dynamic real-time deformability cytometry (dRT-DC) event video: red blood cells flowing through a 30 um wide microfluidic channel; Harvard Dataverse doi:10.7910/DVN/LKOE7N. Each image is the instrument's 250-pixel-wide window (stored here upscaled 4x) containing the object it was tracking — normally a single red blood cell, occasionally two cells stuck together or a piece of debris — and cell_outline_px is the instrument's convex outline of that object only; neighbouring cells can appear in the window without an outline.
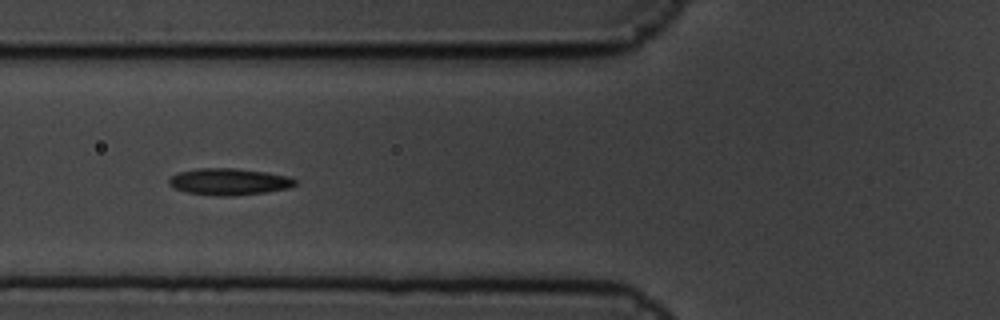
{"species": "common noctule bat (a hibernating species)", "species_latin": "Nyctalus noctula", "temperature_condition": "cold", "stored_images_in_passage": 9, "camera_frame_rate_fps": 3000, "um_per_image_px": 0.085, "animal": {"sex": "male", "body_mass_g": 19.5, "forearm_length_mm": 54.6}, "frame": {"image": 1, "passage_image": 6, "time_ms": 1.667, "image_size_px": [1000, 320], "cell_outline_px": [[296, 184], [288, 188], [264, 192], [228, 196], [212, 196], [184, 192], [168, 184], [168, 180], [172, 176], [180, 172], [196, 168], [236, 168], [268, 172], [288, 176], [296, 180]], "centroid_in_image_um": [19.45, 15.44], "position_along_channel_um": 106.4, "area_um2": 19.65}}
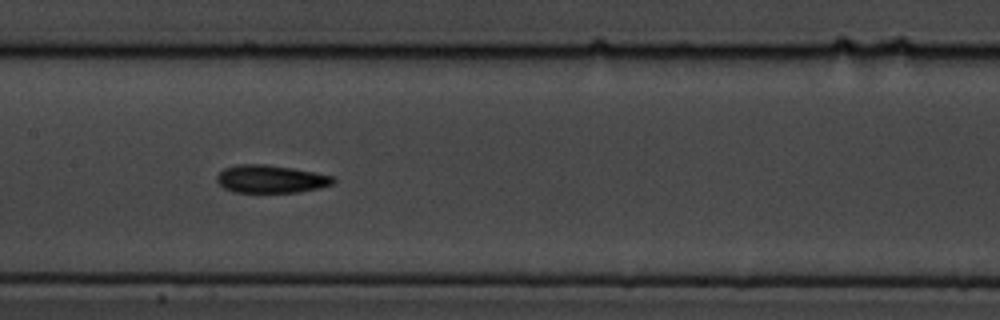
{"frame": {"image": 2, "passage_image": 8, "time_ms": 2.333, "image_size_px": [1000, 320], "cell_outline_px": [[336, 180], [332, 184], [320, 188], [300, 192], [232, 192], [224, 188], [216, 180], [216, 176], [224, 168], [236, 164], [264, 164], [292, 168], [332, 176]], "centroid_in_image_um": [22.99, 15.22], "position_along_channel_um": 184.4, "area_um2": 18.84}}
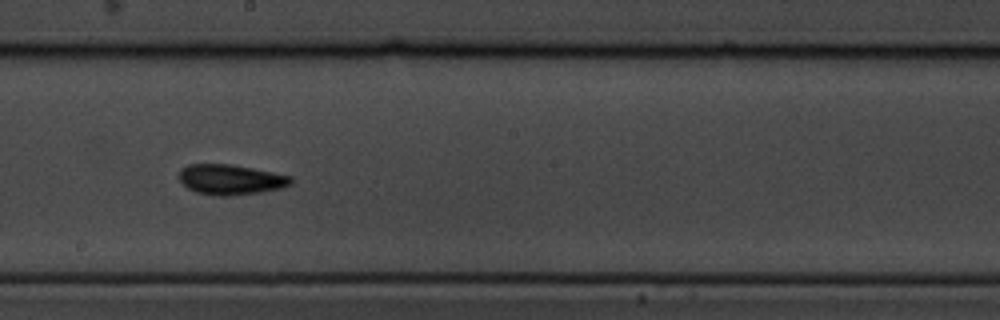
{"frame": {"image": 3, "passage_image": 9, "time_ms": 2.667, "image_size_px": [1000, 320], "cell_outline_px": [[292, 184], [280, 188], [260, 192], [228, 196], [216, 196], [196, 192], [188, 188], [180, 180], [180, 168], [188, 164], [232, 164], [292, 176]], "centroid_in_image_um": [19.6, 15.26], "position_along_channel_um": 228.6, "area_um2": 19.65}}